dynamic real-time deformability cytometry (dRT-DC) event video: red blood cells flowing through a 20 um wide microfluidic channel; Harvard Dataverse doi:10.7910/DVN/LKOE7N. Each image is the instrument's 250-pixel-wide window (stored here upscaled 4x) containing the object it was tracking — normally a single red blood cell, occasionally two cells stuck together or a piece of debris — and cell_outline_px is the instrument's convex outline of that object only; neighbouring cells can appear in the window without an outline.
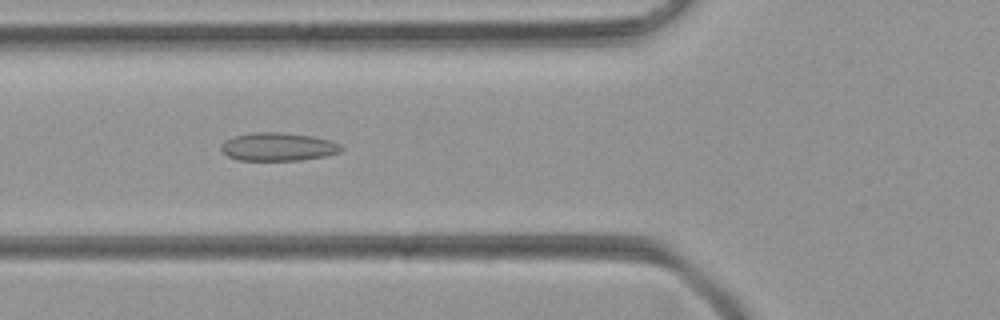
{"species": "common noctule bat (a hibernating species)", "species_latin": "Nyctalus noctula", "temperature_condition": "room temperature", "stored_images_in_passage": 47, "camera_frame_rate_fps": 3000, "um_per_image_px": 0.085, "animal": {"sex": "female", "body_mass_g": 21.9}, "frame": {"image": 1, "passage_image": 16, "time_ms": 5.0, "image_size_px": [1000, 320], "cell_outline_px": [[344, 148], [340, 152], [324, 156], [300, 160], [240, 160], [228, 156], [220, 148], [220, 144], [224, 140], [236, 136], [252, 132], [280, 132], [312, 136], [332, 140], [340, 144]], "centroid_in_image_um": [23.65, 12.47], "position_along_channel_um": 102.2, "area_um2": 19.77}}
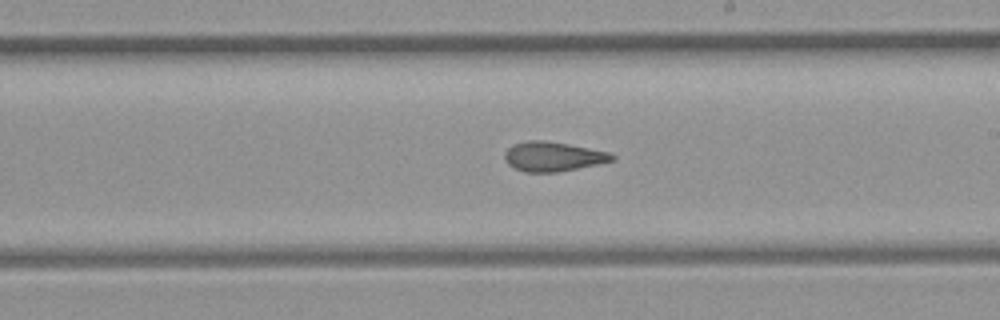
{"frame": {"image": 2, "passage_image": 26, "time_ms": 8.333, "image_size_px": [1000, 320], "cell_outline_px": [[616, 160], [556, 172], [524, 172], [508, 164], [504, 160], [504, 152], [512, 144], [528, 140], [544, 140], [568, 144], [608, 152], [616, 156]], "centroid_in_image_um": [46.97, 13.29], "position_along_channel_um": 242.0, "area_um2": 18.38}}
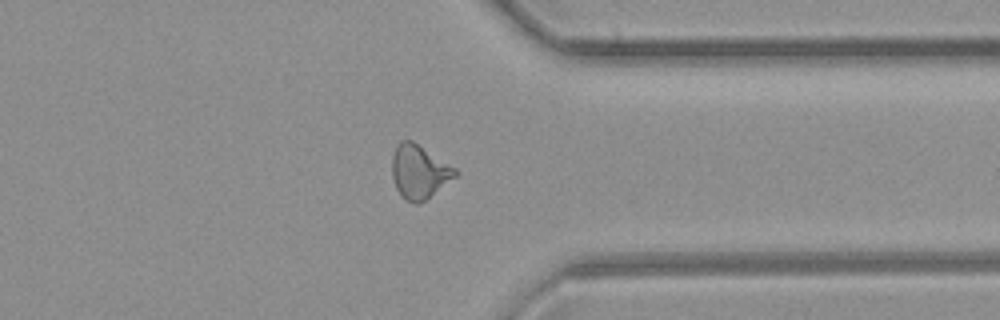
{"frame": {"image": 3, "passage_image": 36, "time_ms": 11.667, "image_size_px": [1000, 320], "cell_outline_px": [[460, 172], [456, 176], [420, 204], [416, 204], [404, 200], [396, 188], [392, 176], [392, 156], [400, 140], [412, 140], [456, 168]], "centroid_in_image_um": [35.63, 14.61], "position_along_channel_um": 375.8, "area_um2": 19.77}}